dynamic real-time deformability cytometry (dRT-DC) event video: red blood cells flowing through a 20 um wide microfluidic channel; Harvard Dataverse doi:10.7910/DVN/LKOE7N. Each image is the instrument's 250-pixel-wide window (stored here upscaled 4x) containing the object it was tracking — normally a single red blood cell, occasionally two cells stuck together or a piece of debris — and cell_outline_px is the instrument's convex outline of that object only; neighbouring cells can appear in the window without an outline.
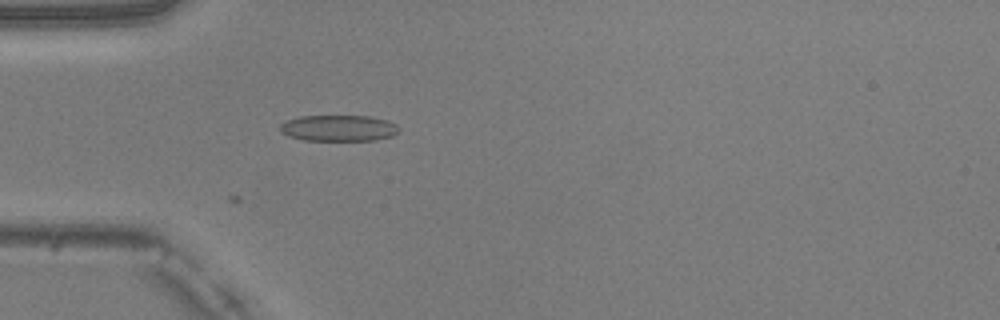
{"species": "common noctule bat (a hibernating species)", "species_latin": "Nyctalus noctula", "temperature_condition": "warm", "stored_images_in_passage": 3, "camera_frame_rate_fps": 3000, "um_per_image_px": 0.085, "animal": {"sex": "male", "body_mass_g": 20.5, "forearm_length_mm": 52.5}, "frame": {"image": 1, "passage_image": 3, "time_ms": 0.667, "image_size_px": [1000, 320], "cell_outline_px": [[400, 128], [392, 136], [376, 140], [304, 140], [288, 136], [280, 132], [280, 124], [288, 120], [300, 116], [368, 116], [388, 120], [396, 124]], "centroid_in_image_um": [28.78, 10.89], "position_along_channel_um": 56.2, "area_um2": 18.09}}